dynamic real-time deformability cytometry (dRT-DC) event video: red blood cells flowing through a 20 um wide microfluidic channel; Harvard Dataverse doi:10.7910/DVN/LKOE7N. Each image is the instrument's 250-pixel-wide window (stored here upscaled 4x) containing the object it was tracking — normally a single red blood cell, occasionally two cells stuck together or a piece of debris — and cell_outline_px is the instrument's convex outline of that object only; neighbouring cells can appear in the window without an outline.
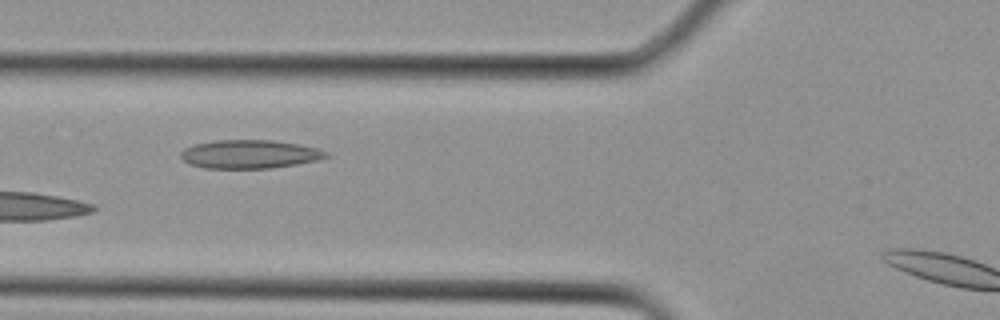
{"species": "Egyptian fruit bat (a non-hibernating species)", "species_latin": "Rousettus aegyptiacus", "temperature_condition": "cold", "stored_images_in_passage": 6, "camera_frame_rate_fps": 3000, "um_per_image_px": 0.085, "animal": {"sex": "female"}, "frame": {"image": 1, "passage_image": 3, "time_ms": 0.667, "image_size_px": [1000, 320], "cell_outline_px": [[328, 156], [316, 160], [296, 164], [272, 168], [204, 168], [188, 164], [180, 156], [180, 152], [184, 148], [196, 144], [216, 140], [272, 140], [296, 144], [316, 148], [328, 152]], "centroid_in_image_um": [21.17, 13.11], "position_along_channel_um": 104.6, "area_um2": 23.99}}
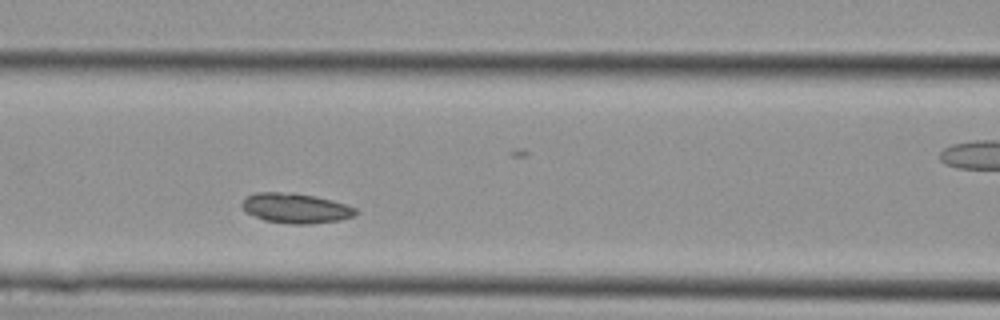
{"frame": {"image": 2, "passage_image": 5, "time_ms": 1.333, "image_size_px": [1000, 320], "cell_outline_px": [[356, 212], [352, 216], [340, 220], [308, 224], [288, 224], [264, 220], [244, 212], [240, 204], [248, 196], [256, 192], [292, 192], [332, 200], [356, 208]], "centroid_in_image_um": [25.07, 17.7], "position_along_channel_um": 141.5, "area_um2": 19.77}}